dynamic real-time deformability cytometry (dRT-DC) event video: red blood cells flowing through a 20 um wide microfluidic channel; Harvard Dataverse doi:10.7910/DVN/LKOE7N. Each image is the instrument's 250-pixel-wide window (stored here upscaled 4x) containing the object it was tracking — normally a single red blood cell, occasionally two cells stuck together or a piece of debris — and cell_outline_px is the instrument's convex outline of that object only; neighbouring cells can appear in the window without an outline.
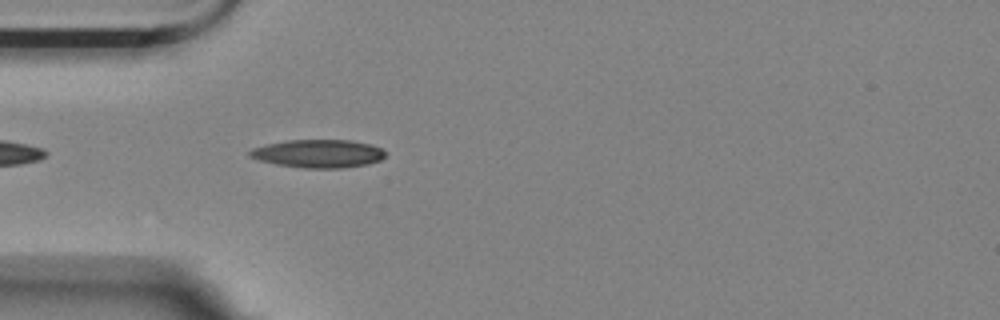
{"species": "Egyptian fruit bat (a non-hibernating species)", "species_latin": "Rousettus aegyptiacus", "temperature_condition": "room temperature", "stored_images_in_passage": 20, "camera_frame_rate_fps": 3000, "um_per_image_px": 0.085, "animal": {"sex": "female"}, "frame": {"image": 1, "passage_image": 3, "time_ms": 0.667, "image_size_px": [1000, 320], "cell_outline_px": [[388, 152], [380, 160], [368, 164], [340, 168], [304, 168], [276, 164], [260, 160], [248, 156], [248, 152], [252, 148], [264, 144], [288, 140], [352, 140], [372, 144]], "centroid_in_image_um": [27.06, 13.05], "position_along_channel_um": 57.9, "area_um2": 22.37}}
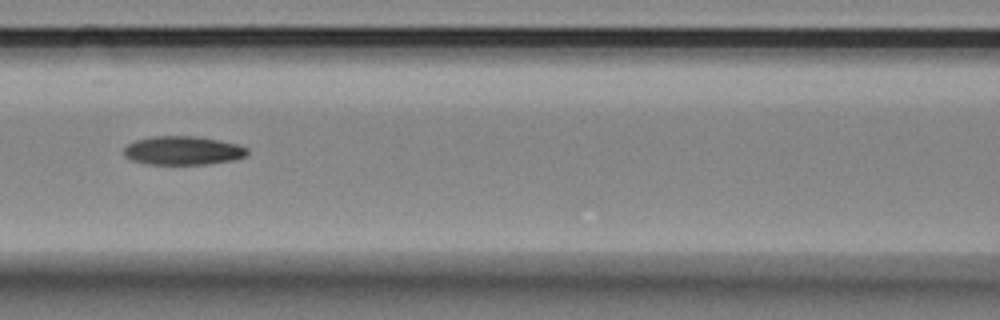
{"frame": {"image": 2, "passage_image": 11, "time_ms": 3.333, "image_size_px": [1000, 320], "cell_outline_px": [[248, 156], [236, 160], [208, 164], [148, 164], [132, 160], [124, 156], [124, 148], [128, 144], [136, 140], [152, 136], [196, 136], [220, 140], [236, 144], [248, 148]], "centroid_in_image_um": [15.58, 12.8], "position_along_channel_um": 151.0, "area_um2": 20.81}}
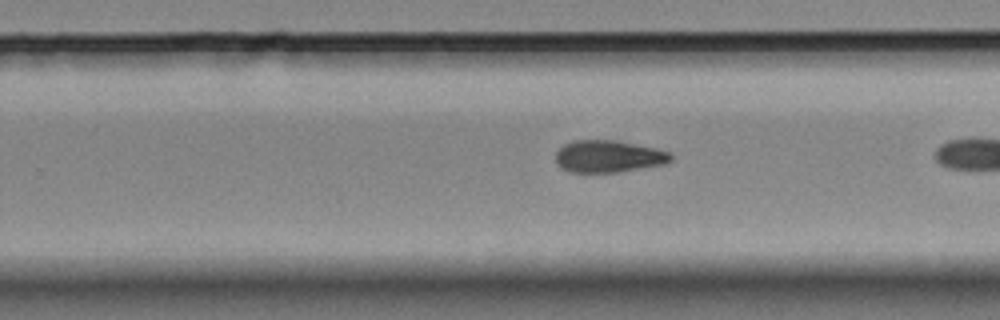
{"frame": {"image": 3, "passage_image": 19, "time_ms": 6.0, "image_size_px": [1000, 320], "cell_outline_px": [[672, 160], [664, 164], [616, 172], [572, 172], [560, 168], [556, 164], [556, 152], [564, 144], [572, 140], [620, 140], [656, 148], [672, 152]], "centroid_in_image_um": [51.72, 13.28], "position_along_channel_um": 278.1, "area_um2": 21.73}}